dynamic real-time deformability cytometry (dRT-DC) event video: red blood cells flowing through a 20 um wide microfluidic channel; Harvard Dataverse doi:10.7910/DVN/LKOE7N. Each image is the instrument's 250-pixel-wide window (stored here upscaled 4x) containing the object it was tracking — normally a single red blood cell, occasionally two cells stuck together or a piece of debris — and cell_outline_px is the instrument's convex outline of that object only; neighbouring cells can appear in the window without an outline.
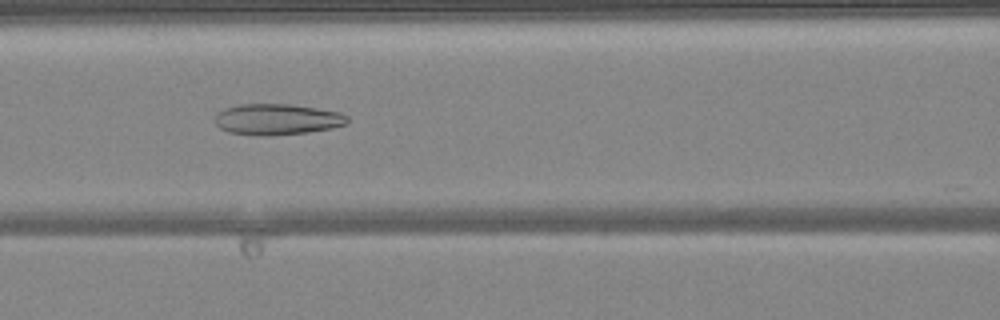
{"species": "common noctule bat (a hibernating species)", "species_latin": "Nyctalus noctula", "temperature_condition": "warm", "stored_images_in_passage": 49, "camera_frame_rate_fps": 3000, "um_per_image_px": 0.085, "animal": {"sex": "female", "body_mass_g": 24.6, "forearm_length_mm": 56.2}, "frame": {"image": 1, "passage_image": 21, "time_ms": 6.667, "image_size_px": [1000, 320], "cell_outline_px": [[348, 124], [332, 128], [308, 132], [268, 136], [256, 136], [228, 132], [220, 128], [216, 124], [216, 112], [224, 108], [240, 104], [288, 104], [316, 108], [340, 112], [348, 116]], "centroid_in_image_um": [23.55, 10.15], "position_along_channel_um": 143.1, "area_um2": 24.1}}
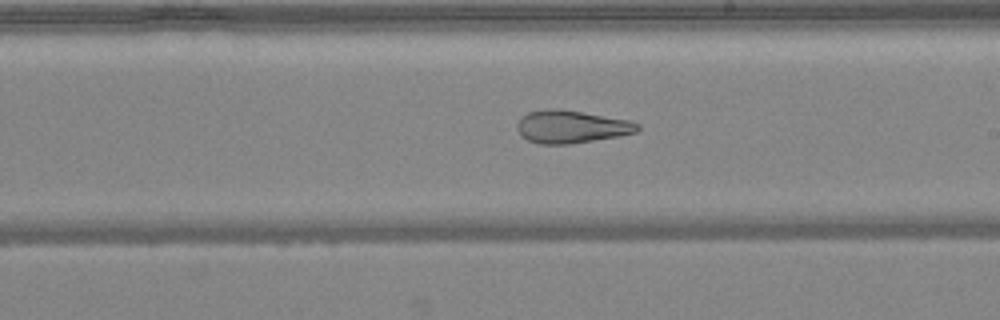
{"frame": {"image": 2, "passage_image": 28, "time_ms": 9.0, "image_size_px": [1000, 320], "cell_outline_px": [[640, 128], [636, 132], [620, 136], [568, 144], [540, 144], [528, 140], [516, 128], [516, 124], [528, 112], [544, 108], [560, 108], [632, 120], [640, 124]], "centroid_in_image_um": [48.6, 10.75], "position_along_channel_um": 240.4, "area_um2": 23.12}}
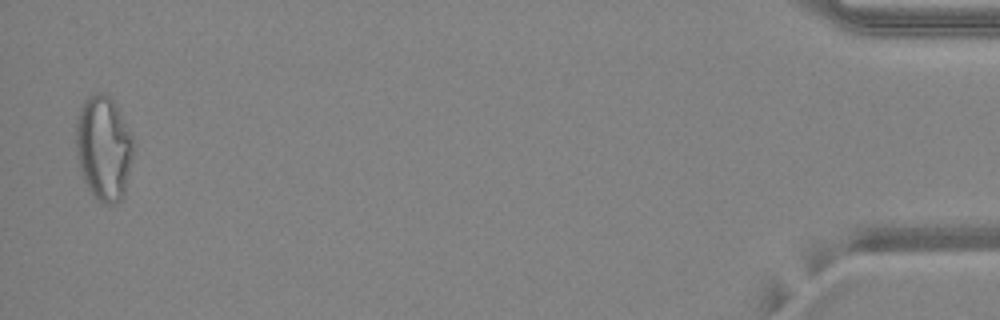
{"frame": {"image": 3, "passage_image": 48, "time_ms": 15.667, "image_size_px": [1000, 320], "cell_outline_px": [[132, 160], [124, 196], [116, 204], [108, 204], [100, 200], [88, 188], [84, 180], [80, 168], [76, 152], [76, 124], [80, 108], [84, 100], [88, 96], [96, 92], [100, 92], [108, 96], [116, 104], [132, 136]], "centroid_in_image_um": [8.81, 12.57], "position_along_channel_um": 426.4, "area_um2": 34.74}, "authors_computed_cell_mechanics": {"area_um2": 29.3624, "velocity_mm_per_s": 4.185, "shape_relaxation_time_tau1_ms": null, "shape_relaxation_time_tau2_ms": 2.7807, "deformation_change_tau1": null, "deformation_change_tau2": 0.1286}}